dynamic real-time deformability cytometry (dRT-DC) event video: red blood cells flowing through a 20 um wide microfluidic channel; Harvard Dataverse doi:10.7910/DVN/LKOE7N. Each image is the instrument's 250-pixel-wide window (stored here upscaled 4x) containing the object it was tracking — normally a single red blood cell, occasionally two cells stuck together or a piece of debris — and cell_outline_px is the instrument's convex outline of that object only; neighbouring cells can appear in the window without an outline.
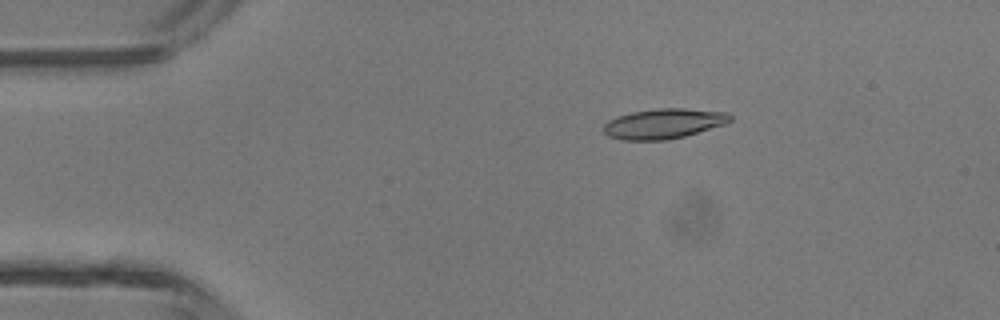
{"species": "common noctule bat (a hibernating species)", "species_latin": "Nyctalus noctula", "temperature_condition": "room temperature", "stored_images_in_passage": 5, "camera_frame_rate_fps": 3000, "um_per_image_px": 0.085, "animal": {"sex": "male", "body_mass_g": 13.3}, "frame": {"image": 1, "passage_image": 3, "time_ms": 2.333, "image_size_px": [1000, 320], "cell_outline_px": [[732, 120], [724, 124], [684, 136], [668, 140], [624, 140], [608, 136], [604, 132], [604, 124], [608, 120], [616, 116], [632, 112], [660, 108], [684, 108], [728, 112], [732, 116]], "centroid_in_image_um": [56.41, 10.5], "position_along_channel_um": 28.6, "area_um2": 22.14}}
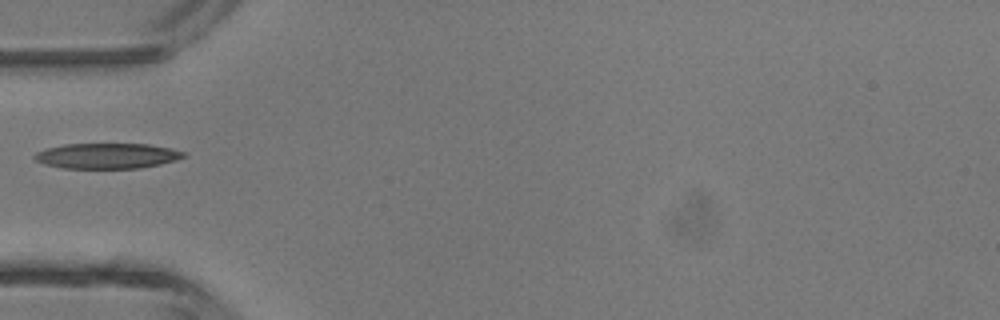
{"frame": {"image": 2, "passage_image": 5, "time_ms": 4.667, "image_size_px": [1000, 320], "cell_outline_px": [[184, 156], [176, 160], [160, 164], [140, 168], [60, 168], [44, 164], [36, 160], [32, 156], [36, 152], [44, 148], [64, 144], [148, 144], [172, 148], [184, 152]], "centroid_in_image_um": [9.05, 13.24], "position_along_channel_um": 75.9, "area_um2": 22.14}}